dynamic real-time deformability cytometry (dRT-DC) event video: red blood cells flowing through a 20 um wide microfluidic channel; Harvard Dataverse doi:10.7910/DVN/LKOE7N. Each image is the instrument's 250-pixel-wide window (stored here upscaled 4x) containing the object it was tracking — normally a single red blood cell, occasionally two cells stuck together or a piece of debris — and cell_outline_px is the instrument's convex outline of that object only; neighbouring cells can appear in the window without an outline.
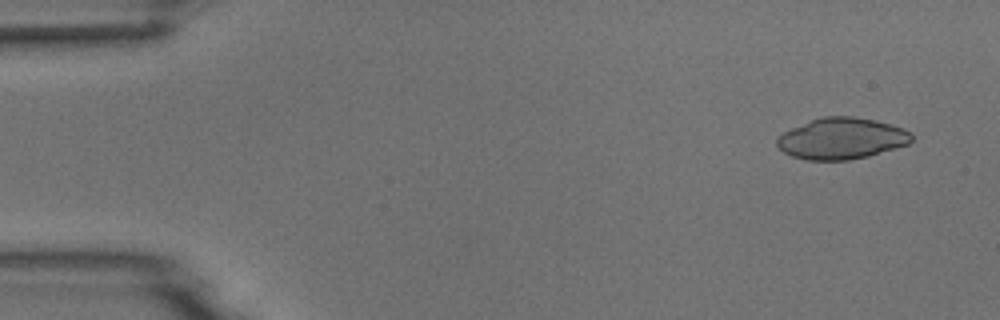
{"species": "common noctule bat (a hibernating species)", "species_latin": "Nyctalus noctula", "temperature_condition": "room temperature", "stored_images_in_passage": 4, "camera_frame_rate_fps": 3000, "um_per_image_px": 0.085, "animal": {"sex": "male", "body_mass_g": 18.8}, "frame": {"image": 1, "passage_image": 1, "time_ms": 0.0, "image_size_px": [1000, 320], "cell_outline_px": [[912, 140], [908, 144], [868, 156], [848, 160], [804, 160], [792, 156], [784, 152], [776, 144], [776, 140], [784, 132], [792, 128], [812, 120], [824, 116], [852, 116], [876, 120], [900, 128], [908, 132], [912, 136]], "centroid_in_image_um": [71.51, 11.78], "position_along_channel_um": 13.5, "area_um2": 31.96}}